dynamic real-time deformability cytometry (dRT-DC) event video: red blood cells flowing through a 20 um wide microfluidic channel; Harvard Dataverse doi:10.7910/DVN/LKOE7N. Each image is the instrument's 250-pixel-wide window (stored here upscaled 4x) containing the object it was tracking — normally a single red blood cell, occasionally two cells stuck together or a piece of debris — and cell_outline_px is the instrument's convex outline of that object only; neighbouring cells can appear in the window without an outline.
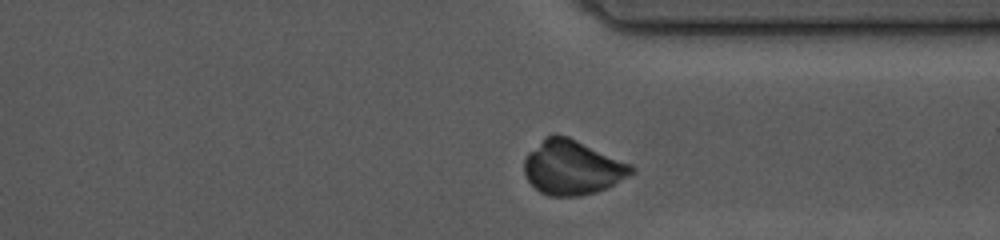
{"species": "common noctule bat (a hibernating species)", "species_latin": "Nyctalus noctula", "temperature_condition": "cold", "stored_images_in_passage": 33, "camera_frame_rate_fps": 3000, "um_per_image_px": 0.085, "animal": {"sex": "female", "body_mass_g": 10.0, "forearm_length_mm": 53.1}, "frame": {"image": 1, "passage_image": 32, "time_ms": 10.333, "image_size_px": [1000, 240], "cell_outline_px": [[636, 172], [596, 192], [580, 196], [548, 196], [540, 192], [528, 180], [524, 172], [524, 160], [528, 152], [544, 136], [556, 132], [568, 136], [632, 164], [636, 168]], "centroid_in_image_um": [48.63, 14.21], "position_along_channel_um": 362.8, "area_um2": 34.22}}